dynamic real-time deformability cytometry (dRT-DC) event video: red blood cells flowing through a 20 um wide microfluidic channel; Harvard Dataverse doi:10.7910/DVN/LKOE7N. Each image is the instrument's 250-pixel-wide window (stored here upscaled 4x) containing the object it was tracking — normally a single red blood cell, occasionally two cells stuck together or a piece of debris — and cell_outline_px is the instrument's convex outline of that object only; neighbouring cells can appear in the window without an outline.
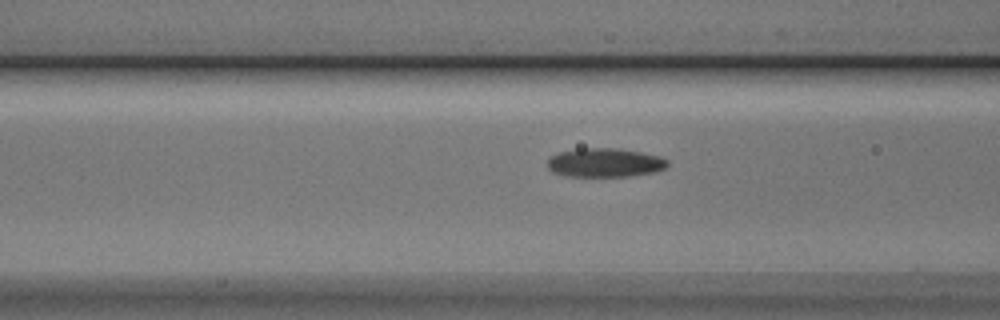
{"species": "Egyptian fruit bat (a non-hibernating species)", "species_latin": "Rousettus aegyptiacus", "temperature_condition": "cold", "stored_images_in_passage": 13, "camera_frame_rate_fps": 3000, "um_per_image_px": 0.085, "animal": {"sex": "male"}, "frame": {"image": 1, "passage_image": 10, "time_ms": 3.0, "image_size_px": [1000, 320], "cell_outline_px": [[668, 164], [664, 168], [656, 172], [628, 176], [568, 176], [552, 172], [548, 168], [548, 160], [552, 156], [560, 152], [580, 148], [616, 148], [640, 152], [660, 156], [668, 160]], "centroid_in_image_um": [51.43, 13.82], "position_along_channel_um": 115.2, "area_um2": 20.11}}